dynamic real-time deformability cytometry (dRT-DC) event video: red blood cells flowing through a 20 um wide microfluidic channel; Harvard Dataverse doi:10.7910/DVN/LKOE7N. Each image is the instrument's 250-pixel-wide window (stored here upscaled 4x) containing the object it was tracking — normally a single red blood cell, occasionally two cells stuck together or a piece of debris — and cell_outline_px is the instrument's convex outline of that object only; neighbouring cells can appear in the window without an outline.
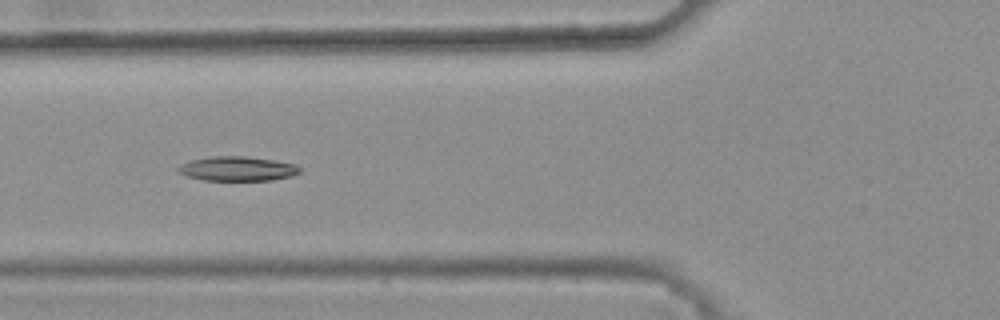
{"species": "common noctule bat (a hibernating species)", "species_latin": "Nyctalus noctula", "temperature_condition": "warm", "stored_images_in_passage": 16, "camera_frame_rate_fps": 3000, "um_per_image_px": 0.085, "animal": {"sex": "female", "body_mass_g": 25.1}, "frame": {"image": 1, "passage_image": 7, "time_ms": 2.0, "image_size_px": [1000, 320], "cell_outline_px": [[300, 172], [292, 176], [272, 180], [204, 180], [188, 176], [176, 172], [176, 168], [192, 160], [208, 156], [244, 156], [272, 160], [296, 164], [300, 168]], "centroid_in_image_um": [20.18, 14.34], "position_along_channel_um": 105.6, "area_um2": 17.22}}
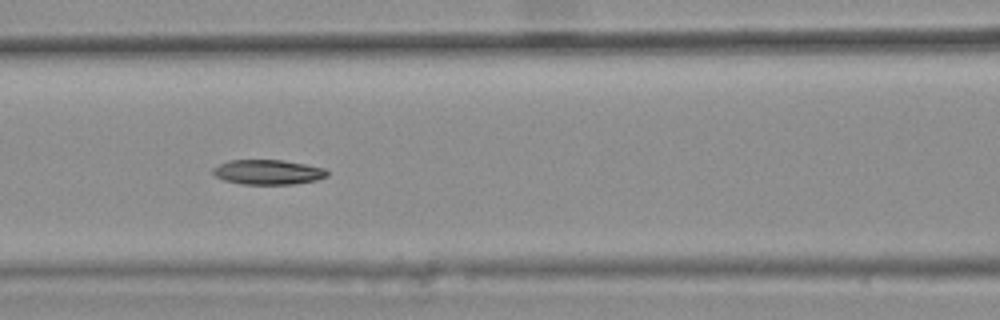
{"frame": {"image": 2, "passage_image": 10, "time_ms": 3.0, "image_size_px": [1000, 320], "cell_outline_px": [[328, 176], [316, 180], [292, 184], [240, 184], [224, 180], [216, 176], [212, 172], [212, 168], [228, 160], [280, 160], [304, 164], [324, 168], [328, 172]], "centroid_in_image_um": [22.76, 14.63], "position_along_channel_um": 143.8, "area_um2": 16.42}}